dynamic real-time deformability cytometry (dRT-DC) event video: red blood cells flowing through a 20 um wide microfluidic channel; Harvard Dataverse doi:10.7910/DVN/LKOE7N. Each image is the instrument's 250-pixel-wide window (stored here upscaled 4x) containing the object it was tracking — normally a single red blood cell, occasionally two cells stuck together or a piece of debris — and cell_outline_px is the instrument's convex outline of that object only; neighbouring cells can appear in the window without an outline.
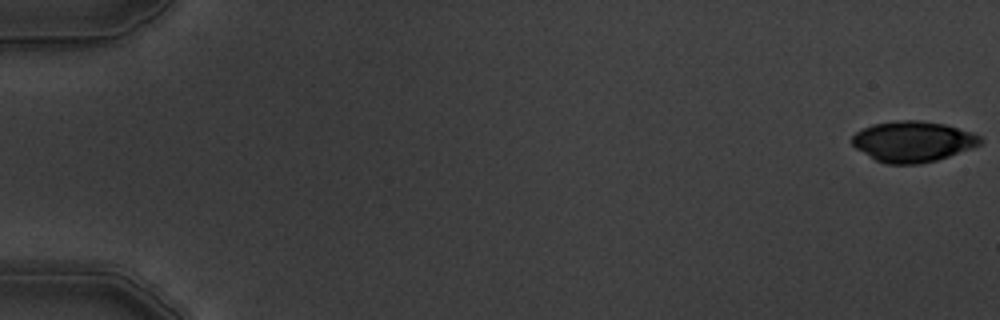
{"species": "common noctule bat (a hibernating species)", "species_latin": "Nyctalus noctula", "temperature_condition": "warm", "stored_images_in_passage": 5, "camera_frame_rate_fps": 3000, "um_per_image_px": 0.085, "animal": {"sex": "male", "body_mass_g": 19.5, "forearm_length_mm": 54.6}, "frame": {"image": 1, "passage_image": 1, "time_ms": 0.0, "image_size_px": [1000, 320], "cell_outline_px": [[980, 144], [948, 156], [936, 160], [920, 164], [888, 164], [876, 160], [856, 148], [852, 144], [852, 136], [856, 132], [872, 124], [896, 120], [920, 120], [944, 124], [980, 136]], "centroid_in_image_um": [77.53, 12.02], "position_along_channel_um": 7.5, "area_um2": 29.94}}